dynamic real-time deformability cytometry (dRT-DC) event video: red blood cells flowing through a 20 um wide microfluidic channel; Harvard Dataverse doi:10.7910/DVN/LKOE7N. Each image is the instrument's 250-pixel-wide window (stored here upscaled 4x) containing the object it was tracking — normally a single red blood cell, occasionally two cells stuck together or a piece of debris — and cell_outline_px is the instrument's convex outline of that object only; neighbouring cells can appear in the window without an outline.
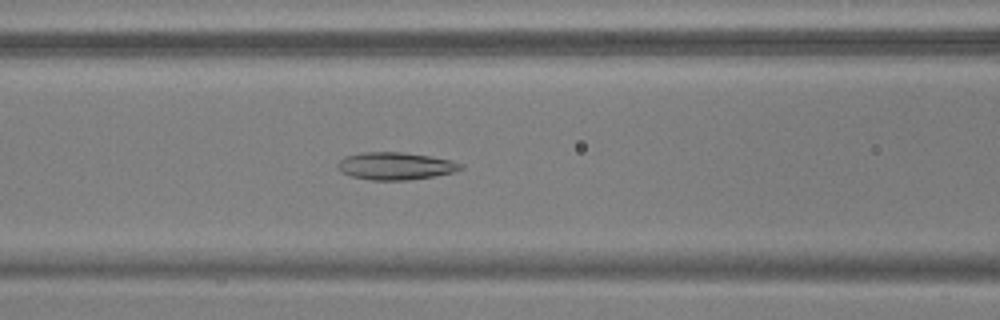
{"species": "common noctule bat (a hibernating species)", "species_latin": "Nyctalus noctula", "temperature_condition": "warm", "stored_images_in_passage": 51, "camera_frame_rate_fps": 3000, "um_per_image_px": 0.085, "animal": {"sex": "male", "body_mass_g": 17.9, "forearm_length_mm": 54.2}, "frame": {"image": 1, "passage_image": 20, "time_ms": 6.333, "image_size_px": [1000, 320], "cell_outline_px": [[464, 168], [452, 172], [432, 176], [408, 180], [372, 180], [352, 176], [340, 172], [336, 164], [344, 156], [360, 152], [400, 152], [432, 156], [452, 160], [464, 164]], "centroid_in_image_um": [33.6, 14.1], "position_along_channel_um": 133.0, "area_um2": 19.77}}
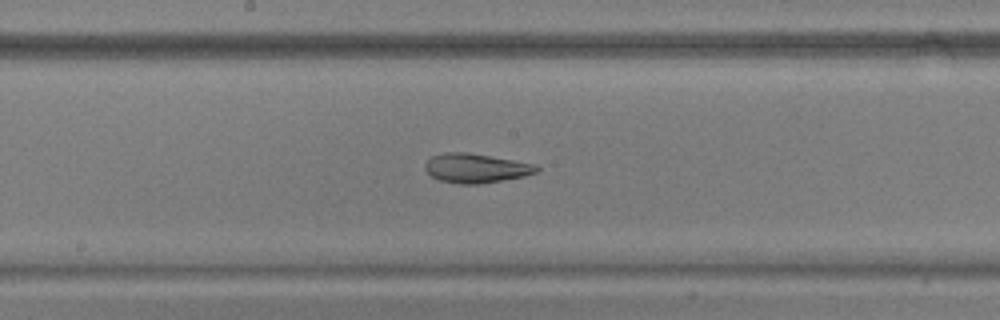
{"frame": {"image": 2, "passage_image": 26, "time_ms": 8.333, "image_size_px": [1000, 320], "cell_outline_px": [[540, 168], [536, 172], [524, 176], [480, 184], [460, 184], [440, 180], [432, 176], [424, 168], [424, 164], [432, 156], [444, 152], [468, 152], [536, 164]], "centroid_in_image_um": [40.44, 14.29], "position_along_channel_um": 207.8, "area_um2": 18.96}}
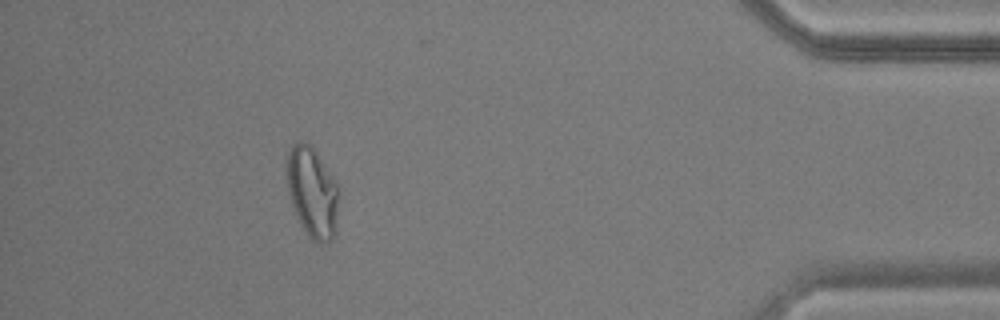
{"frame": {"image": 3, "passage_image": 46, "time_ms": 15.0, "image_size_px": [1000, 320], "cell_outline_px": [[336, 232], [332, 240], [324, 244], [320, 244], [312, 240], [308, 236], [296, 216], [288, 192], [288, 152], [292, 144], [300, 140], [304, 140], [316, 152], [336, 180]], "centroid_in_image_um": [26.54, 16.36], "position_along_channel_um": 408.7, "area_um2": 26.93}, "authors_computed_cell_mechanics": {"area_um2": 22.0796, "velocity_mm_per_s": 3.7361, "shape_relaxation_time_tau1_ms": 9.2936, "shape_relaxation_time_tau2_ms": 2.548, "deformation_change_tau1": 0.2108, "deformation_change_tau2": 0.0955}}